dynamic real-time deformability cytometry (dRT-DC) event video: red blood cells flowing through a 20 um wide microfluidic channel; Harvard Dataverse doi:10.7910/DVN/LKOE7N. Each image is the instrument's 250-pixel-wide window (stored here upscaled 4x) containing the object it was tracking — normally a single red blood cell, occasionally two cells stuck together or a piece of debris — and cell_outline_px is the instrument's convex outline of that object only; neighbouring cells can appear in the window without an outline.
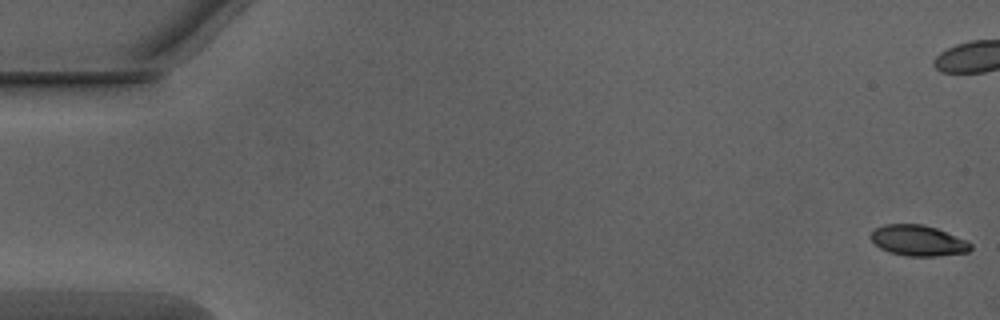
{"species": "Egyptian fruit bat (a non-hibernating species)", "species_latin": "Rousettus aegyptiacus", "temperature_condition": "warm", "stored_images_in_passage": 17, "camera_frame_rate_fps": 3000, "um_per_image_px": 0.085, "animal": {"sex": "male"}, "frame": {"image": 1, "passage_image": 1, "time_ms": 0.0, "image_size_px": [1000, 320], "cell_outline_px": [[972, 248], [968, 252], [936, 256], [908, 256], [888, 252], [880, 248], [872, 240], [872, 232], [876, 228], [884, 224], [924, 224], [936, 228], [964, 240], [972, 244]], "centroid_in_image_um": [78.03, 20.45], "position_along_channel_um": 7.0, "area_um2": 17.63}}